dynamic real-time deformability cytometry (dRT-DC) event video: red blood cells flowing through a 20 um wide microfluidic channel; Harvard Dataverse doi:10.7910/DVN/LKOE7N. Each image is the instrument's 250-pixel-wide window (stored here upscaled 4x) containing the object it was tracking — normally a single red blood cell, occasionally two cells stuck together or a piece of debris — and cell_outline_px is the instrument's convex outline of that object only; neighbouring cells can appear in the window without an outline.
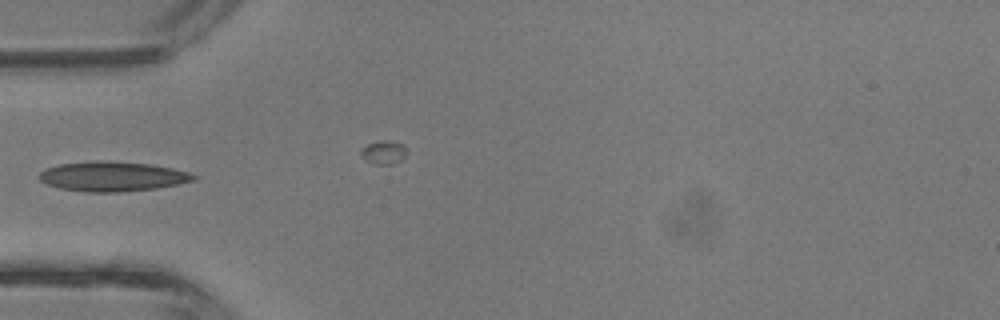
{"species": "common noctule bat (a hibernating species)", "species_latin": "Nyctalus noctula", "temperature_condition": "room temperature", "stored_images_in_passage": 20, "camera_frame_rate_fps": 3000, "um_per_image_px": 0.085, "animal": {"sex": "male", "body_mass_g": 13.3}, "frame": {"image": 1, "passage_image": 1, "time_ms": 0.0, "image_size_px": [1000, 320], "cell_outline_px": [[200, 176], [196, 180], [156, 188], [120, 192], [88, 192], [60, 188], [48, 184], [40, 180], [40, 172], [44, 168], [60, 164], [96, 160], [100, 160], [148, 164], [172, 168], [188, 172]], "centroid_in_image_um": [9.57, 14.99], "position_along_channel_um": 75.4, "area_um2": 26.65}}